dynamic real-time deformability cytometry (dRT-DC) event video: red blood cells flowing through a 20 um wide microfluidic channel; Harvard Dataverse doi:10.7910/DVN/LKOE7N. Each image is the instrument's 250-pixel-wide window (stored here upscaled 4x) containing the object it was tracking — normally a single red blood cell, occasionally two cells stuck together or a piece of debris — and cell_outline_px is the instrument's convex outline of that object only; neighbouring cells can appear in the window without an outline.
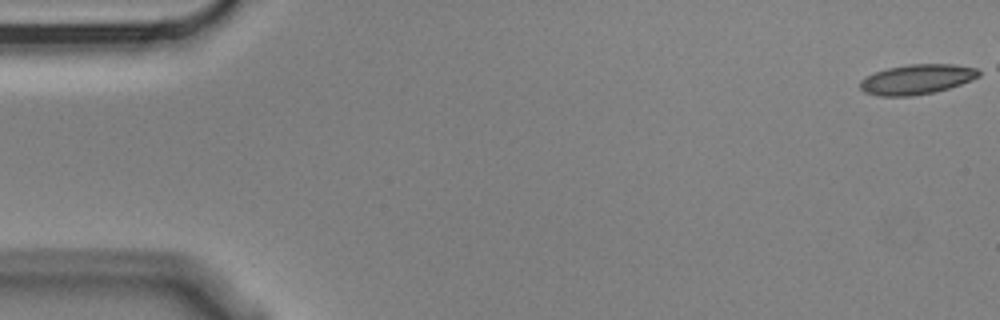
{"species": "Egyptian fruit bat (a non-hibernating species)", "species_latin": "Rousettus aegyptiacus", "temperature_condition": "cold", "stored_images_in_passage": 11, "camera_frame_rate_fps": 3000, "um_per_image_px": 0.085, "animal": {"sex": "male"}, "frame": {"image": 1, "passage_image": 1, "time_ms": 0.0, "image_size_px": [1000, 320], "cell_outline_px": [[980, 76], [972, 80], [936, 92], [912, 96], [876, 96], [864, 92], [860, 88], [860, 80], [864, 76], [888, 68], [908, 64], [956, 64], [976, 68], [980, 72]], "centroid_in_image_um": [77.92, 6.74], "position_along_channel_um": 7.1, "area_um2": 20.87}}
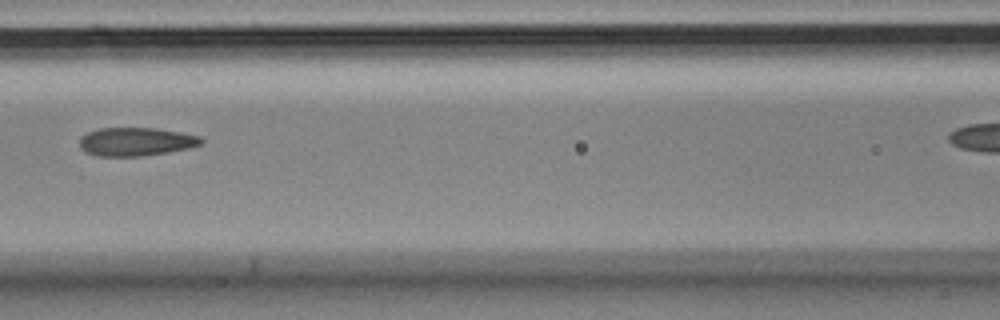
{"frame": {"image": 2, "passage_image": 7, "time_ms": 2.0, "image_size_px": [1000, 320], "cell_outline_px": [[204, 140], [200, 144], [188, 148], [168, 152], [144, 156], [100, 156], [84, 152], [80, 148], [80, 136], [88, 132], [100, 128], [156, 128], [180, 132], [200, 136]], "centroid_in_image_um": [11.53, 12.04], "position_along_channel_um": 155.1, "area_um2": 20.17}}